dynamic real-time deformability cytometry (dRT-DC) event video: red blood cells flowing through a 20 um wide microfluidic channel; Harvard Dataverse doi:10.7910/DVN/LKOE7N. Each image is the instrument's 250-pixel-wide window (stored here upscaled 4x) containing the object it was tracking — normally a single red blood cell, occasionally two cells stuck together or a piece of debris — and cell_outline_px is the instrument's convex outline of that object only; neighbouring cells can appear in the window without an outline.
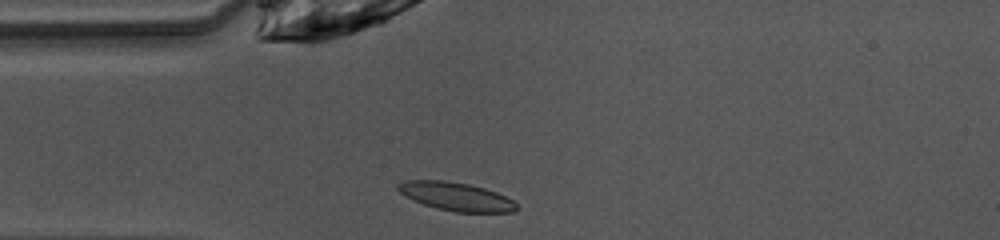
{"species": "common noctule bat (a hibernating species)", "species_latin": "Nyctalus noctula", "temperature_condition": "warm", "stored_images_in_passage": 37, "camera_frame_rate_fps": 3000, "um_per_image_px": 0.085, "animal": {"sex": "female", "body_mass_g": 10.0, "forearm_length_mm": 53.1}, "frame": {"image": 1, "passage_image": 1, "time_ms": 0.0, "image_size_px": [1000, 240], "cell_outline_px": [[520, 208], [512, 212], [456, 212], [436, 208], [412, 200], [400, 192], [396, 188], [396, 184], [404, 180], [444, 180], [468, 184], [484, 188], [496, 192], [512, 200]], "centroid_in_image_um": [38.74, 16.7], "position_along_channel_um": 46.3, "area_um2": 19.59}}
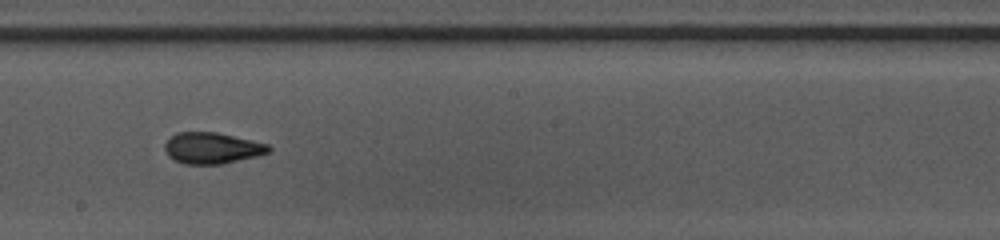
{"frame": {"image": 2, "passage_image": 15, "time_ms": 4.667, "image_size_px": [1000, 240], "cell_outline_px": [[272, 148], [268, 152], [260, 156], [224, 164], [184, 164], [168, 156], [164, 148], [164, 144], [176, 132], [216, 132], [252, 140], [268, 144]], "centroid_in_image_um": [18.05, 12.59], "position_along_channel_um": 230.2, "area_um2": 19.02}}
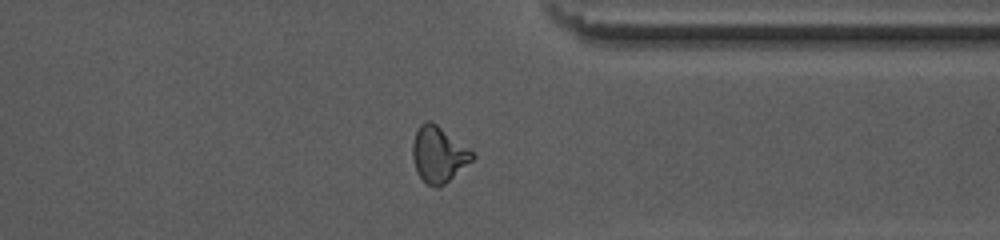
{"frame": {"image": 3, "passage_image": 26, "time_ms": 8.333, "image_size_px": [1000, 240], "cell_outline_px": [[476, 156], [472, 160], [440, 188], [436, 188], [428, 184], [420, 176], [416, 168], [412, 156], [412, 144], [416, 132], [420, 124], [424, 120], [432, 120], [468, 148]], "centroid_in_image_um": [37.26, 13.1], "position_along_channel_um": 374.1, "area_um2": 19.25}, "authors_computed_cell_mechanics": {"area_um2": 18.9584, "velocity_mm_per_s": 4.0837, "shape_relaxation_time_tau1_ms": 8.9996, "shape_relaxation_time_tau2_ms": 1.3622, "deformation_change_tau1": 0.2246, "deformation_change_tau2": 0.0838}}